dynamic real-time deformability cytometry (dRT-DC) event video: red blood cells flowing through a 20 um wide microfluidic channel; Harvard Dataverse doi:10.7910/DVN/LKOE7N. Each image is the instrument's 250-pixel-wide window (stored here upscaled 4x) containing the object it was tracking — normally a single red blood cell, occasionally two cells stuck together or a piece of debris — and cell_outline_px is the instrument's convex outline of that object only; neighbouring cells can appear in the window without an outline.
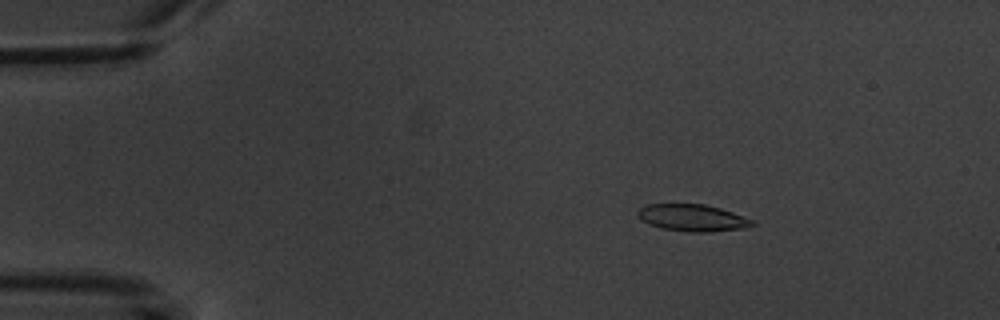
{"species": "common noctule bat (a hibernating species)", "species_latin": "Nyctalus noctula", "temperature_condition": "warm", "stored_images_in_passage": 6, "camera_frame_rate_fps": 3000, "um_per_image_px": 0.085, "animal": {"sex": "male", "body_mass_g": 20.1, "forearm_length_mm": 53.5}, "frame": {"image": 1, "passage_image": 1, "time_ms": 0.0, "image_size_px": [1000, 320], "cell_outline_px": [[756, 224], [748, 228], [712, 232], [688, 232], [660, 228], [648, 224], [640, 220], [636, 212], [644, 204], [704, 204], [720, 208], [756, 220]], "centroid_in_image_um": [58.88, 18.52], "position_along_channel_um": 26.1, "area_um2": 18.38}}
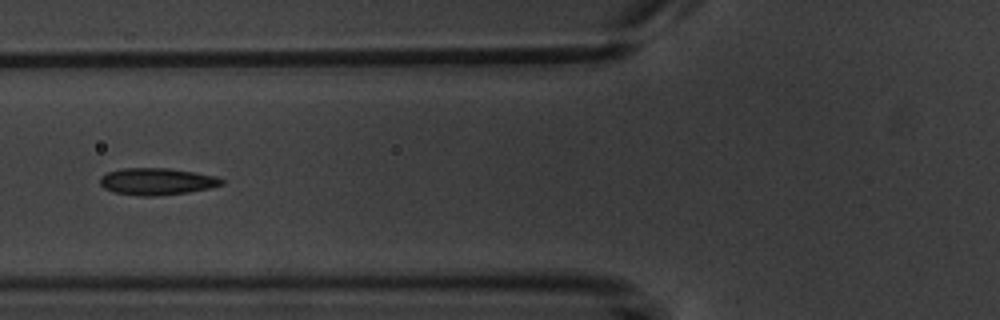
{"frame": {"image": 2, "passage_image": 5, "time_ms": 4.333, "image_size_px": [1000, 320], "cell_outline_px": [[224, 184], [212, 188], [188, 192], [156, 196], [140, 196], [112, 192], [104, 188], [100, 184], [100, 176], [108, 172], [124, 168], [168, 168], [216, 176], [224, 180]], "centroid_in_image_um": [13.33, 15.43], "position_along_channel_um": 112.5, "area_um2": 19.13}}
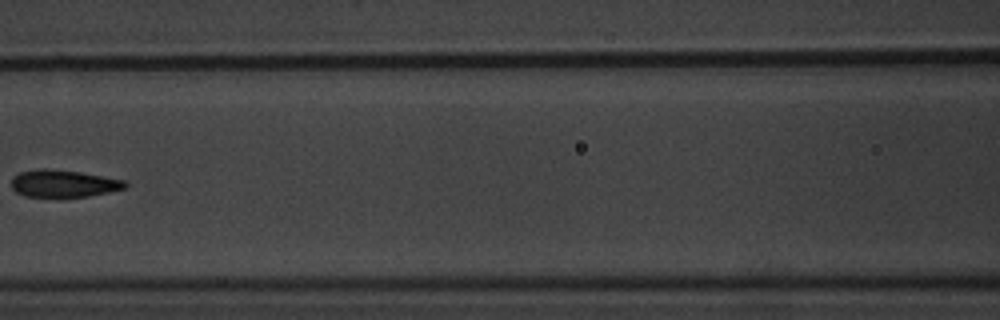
{"frame": {"image": 3, "passage_image": 6, "time_ms": 5.667, "image_size_px": [1000, 320], "cell_outline_px": [[128, 188], [88, 196], [24, 196], [16, 192], [12, 188], [12, 176], [20, 172], [40, 168], [48, 168], [80, 172], [124, 180], [128, 184]], "centroid_in_image_um": [5.39, 15.58], "position_along_channel_um": 161.2, "area_um2": 17.98}}